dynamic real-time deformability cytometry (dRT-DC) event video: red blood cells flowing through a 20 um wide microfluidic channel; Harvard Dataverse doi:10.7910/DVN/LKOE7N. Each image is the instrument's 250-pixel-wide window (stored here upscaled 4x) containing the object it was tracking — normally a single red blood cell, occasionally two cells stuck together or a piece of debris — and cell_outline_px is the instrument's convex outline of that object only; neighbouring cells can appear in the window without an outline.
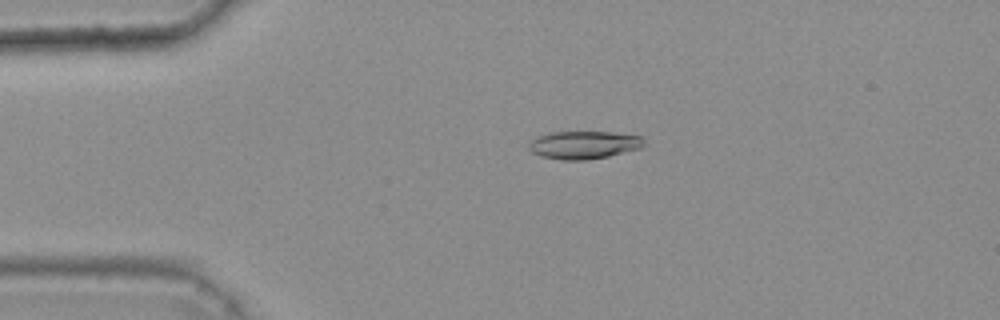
{"species": "common noctule bat (a hibernating species)", "species_latin": "Nyctalus noctula", "temperature_condition": "warm", "stored_images_in_passage": 48, "camera_frame_rate_fps": 3000, "um_per_image_px": 0.085, "animal": {"sex": "female", "body_mass_g": 25.1}, "frame": {"image": 1, "passage_image": 12, "time_ms": 3.667, "image_size_px": [1000, 320], "cell_outline_px": [[644, 144], [640, 148], [608, 156], [588, 160], [564, 160], [540, 156], [532, 152], [528, 148], [528, 144], [536, 136], [548, 132], [612, 132], [640, 136], [644, 140]], "centroid_in_image_um": [49.58, 12.31], "position_along_channel_um": 35.4, "area_um2": 18.73}}
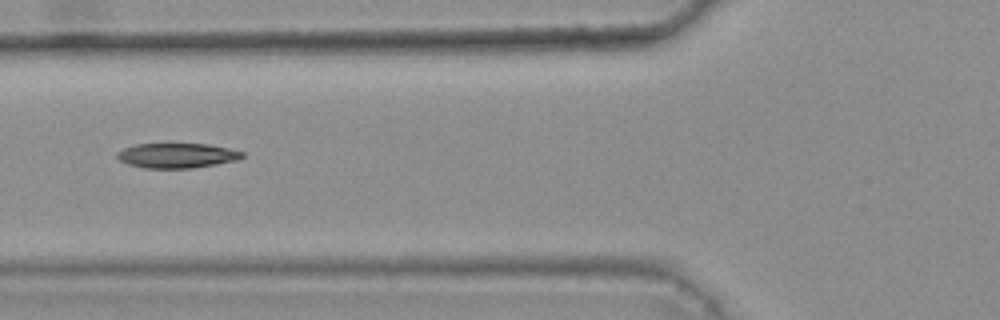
{"frame": {"image": 2, "passage_image": 21, "time_ms": 6.667, "image_size_px": [1000, 320], "cell_outline_px": [[244, 156], [236, 160], [216, 164], [192, 168], [144, 168], [128, 164], [120, 160], [116, 156], [116, 152], [124, 148], [136, 144], [208, 144], [228, 148], [244, 152]], "centroid_in_image_um": [15.02, 13.22], "position_along_channel_um": 110.8, "area_um2": 18.03}}
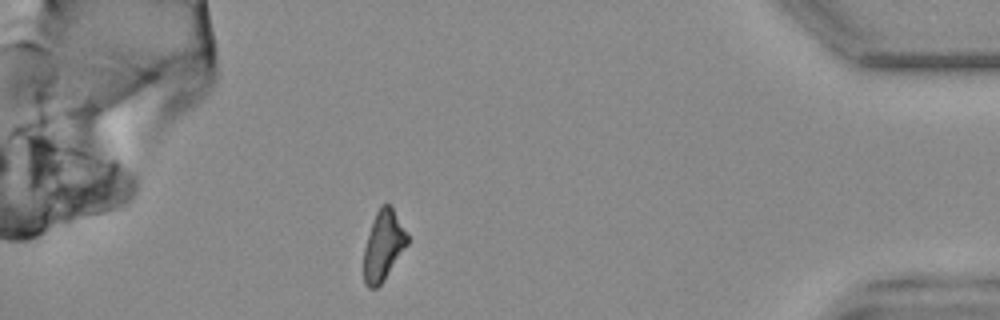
{"frame": {"image": 3, "passage_image": 48, "time_ms": 15.667, "image_size_px": [1000, 320], "cell_outline_px": [[408, 244], [380, 284], [376, 288], [368, 288], [364, 284], [364, 248], [376, 212], [380, 204], [388, 204], [392, 208], [408, 236]], "centroid_in_image_um": [32.57, 20.89], "position_along_channel_um": 402.6, "area_um2": 17.22}, "authors_computed_cell_mechanics": {"area_um2": 18.785, "velocity_mm_per_s": 3.721, "shape_relaxation_time_tau1_ms": null, "shape_relaxation_time_tau2_ms": 5.8298, "deformation_change_tau1": null, "deformation_change_tau2": 0.1488}}